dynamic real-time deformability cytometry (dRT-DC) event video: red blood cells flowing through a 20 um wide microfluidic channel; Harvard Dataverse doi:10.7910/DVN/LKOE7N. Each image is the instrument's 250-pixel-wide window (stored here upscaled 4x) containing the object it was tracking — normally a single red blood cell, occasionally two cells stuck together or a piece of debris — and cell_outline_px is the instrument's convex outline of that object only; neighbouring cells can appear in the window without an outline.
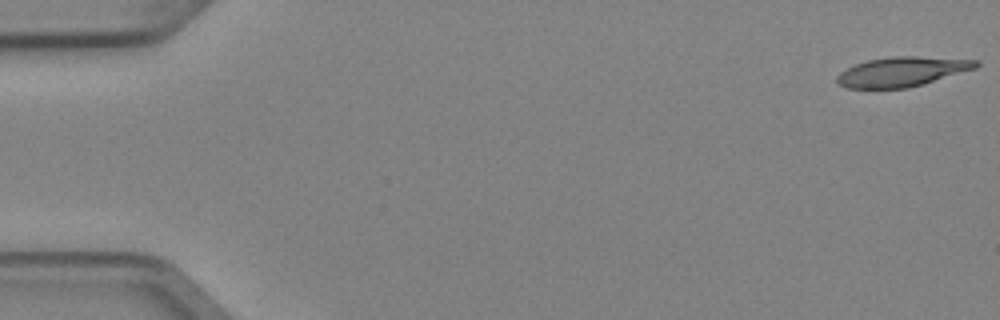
{"species": "Egyptian fruit bat (a non-hibernating species)", "species_latin": "Rousettus aegyptiacus", "temperature_condition": "cold", "stored_images_in_passage": 6, "segment_of_instrument_passage": [1, 2], "camera_frame_rate_fps": 3000, "um_per_image_px": 0.085, "animal": {"sex": "female"}, "frame": {"image": 1, "passage_image": 1, "time_ms": 0.0, "image_size_px": [1000, 320], "cell_outline_px": [[980, 64], [976, 68], [908, 88], [848, 88], [836, 84], [836, 76], [840, 72], [856, 64], [868, 60], [892, 56], [916, 56], [980, 60]], "centroid_in_image_um": [76.66, 6.09], "position_along_channel_um": 8.3, "area_um2": 23.87}}
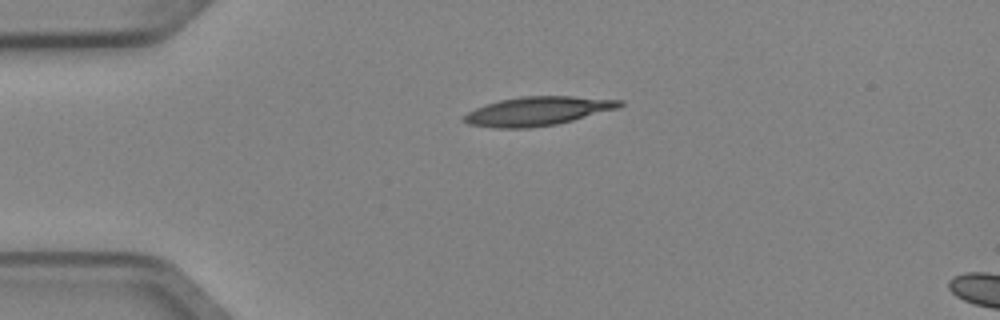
{"frame": {"image": 2, "passage_image": 4, "time_ms": 1.0, "image_size_px": [1000, 320], "cell_outline_px": [[624, 104], [620, 108], [556, 124], [528, 128], [496, 128], [468, 124], [460, 120], [468, 112], [476, 108], [500, 100], [520, 96], [572, 96], [624, 100]], "centroid_in_image_um": [45.72, 9.44], "position_along_channel_um": 39.3, "area_um2": 26.18}}